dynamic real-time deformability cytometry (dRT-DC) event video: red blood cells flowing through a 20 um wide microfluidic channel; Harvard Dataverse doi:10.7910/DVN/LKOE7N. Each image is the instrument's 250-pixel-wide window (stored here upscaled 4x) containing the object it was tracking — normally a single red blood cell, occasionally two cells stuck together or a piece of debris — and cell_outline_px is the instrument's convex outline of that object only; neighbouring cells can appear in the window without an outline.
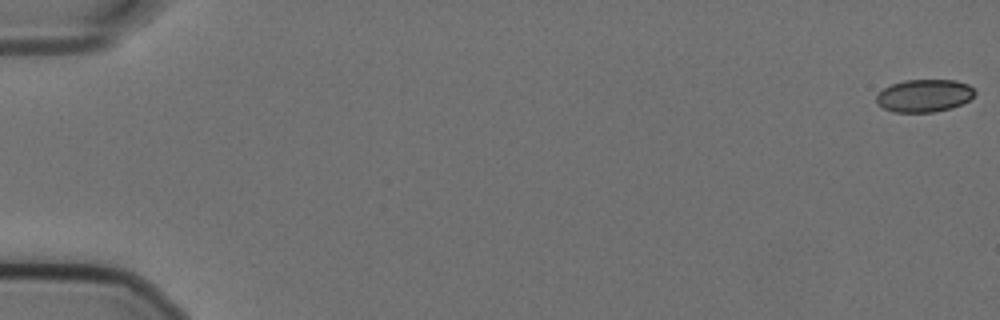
{"species": "Egyptian fruit bat (a non-hibernating species)", "species_latin": "Rousettus aegyptiacus", "temperature_condition": "cold", "stored_images_in_passage": 45, "camera_frame_rate_fps": 3000, "um_per_image_px": 0.085, "animal": {"sex": "female"}, "frame": {"image": 1, "passage_image": 1, "time_ms": 0.0, "image_size_px": [1000, 320], "cell_outline_px": [[976, 92], [968, 100], [952, 108], [932, 112], [892, 112], [876, 104], [876, 96], [884, 88], [892, 84], [904, 80], [956, 80], [968, 84]], "centroid_in_image_um": [78.54, 8.13], "position_along_channel_um": 6.5, "area_um2": 18.67}}
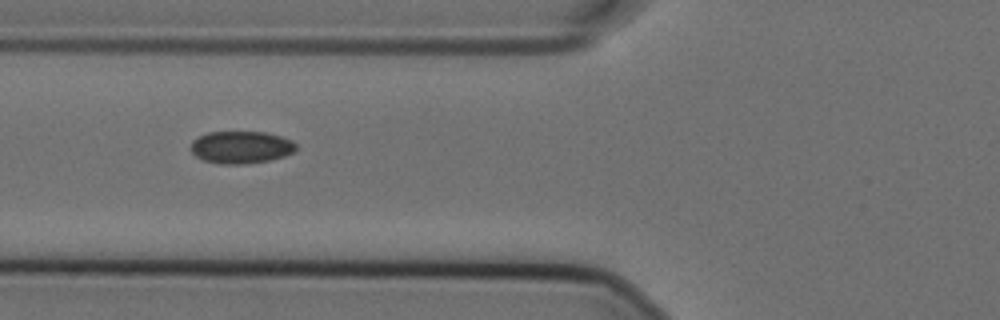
{"frame": {"image": 2, "passage_image": 23, "time_ms": 7.333, "image_size_px": [1000, 320], "cell_outline_px": [[296, 148], [292, 152], [284, 156], [268, 160], [244, 164], [220, 164], [204, 160], [196, 156], [192, 152], [192, 140], [208, 132], [264, 132], [280, 136], [292, 140], [296, 144]], "centroid_in_image_um": [20.49, 12.51], "position_along_channel_um": 105.3, "area_um2": 19.65}}
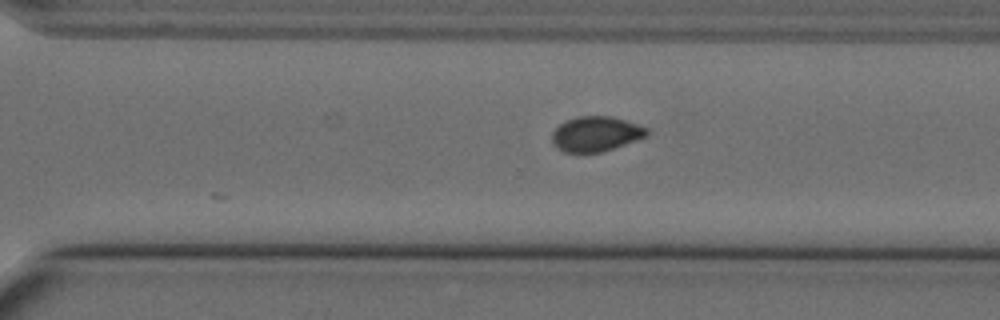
{"frame": {"image": 3, "passage_image": 41, "time_ms": 13.333, "image_size_px": [1000, 320], "cell_outline_px": [[648, 136], [600, 152], [564, 152], [556, 148], [552, 144], [552, 132], [564, 120], [576, 116], [612, 116], [648, 128]], "centroid_in_image_um": [50.61, 11.37], "position_along_channel_um": 320.0, "area_um2": 19.31}, "authors_computed_cell_mechanics": {"area_um2": 19.8832, "velocity_mm_per_s": 3.5736, "shape_relaxation_time_tau1_ms": null, "shape_relaxation_time_tau2_ms": 2.6848, "deformation_change_tau1": null, "deformation_change_tau2": 0.0454}}